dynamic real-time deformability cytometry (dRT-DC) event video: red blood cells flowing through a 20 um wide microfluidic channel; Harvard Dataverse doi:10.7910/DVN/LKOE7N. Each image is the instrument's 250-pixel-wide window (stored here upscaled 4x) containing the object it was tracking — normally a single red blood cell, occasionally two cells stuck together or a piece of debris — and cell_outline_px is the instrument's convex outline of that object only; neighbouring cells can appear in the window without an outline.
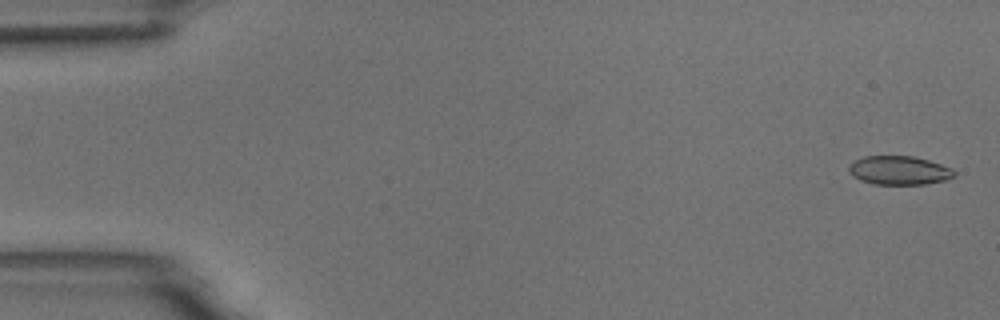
{"species": "common noctule bat (a hibernating species)", "species_latin": "Nyctalus noctula", "temperature_condition": "room temperature", "stored_images_in_passage": 6, "camera_frame_rate_fps": 3000, "um_per_image_px": 0.085, "animal": {"sex": "male", "body_mass_g": 18.8}, "frame": {"image": 1, "passage_image": 1, "time_ms": 0.0, "image_size_px": [1000, 320], "cell_outline_px": [[956, 176], [948, 180], [924, 184], [876, 184], [860, 180], [848, 172], [848, 164], [864, 156], [912, 156], [928, 160], [952, 168], [956, 172]], "centroid_in_image_um": [76.44, 14.48], "position_along_channel_um": 8.6, "area_um2": 17.74}}